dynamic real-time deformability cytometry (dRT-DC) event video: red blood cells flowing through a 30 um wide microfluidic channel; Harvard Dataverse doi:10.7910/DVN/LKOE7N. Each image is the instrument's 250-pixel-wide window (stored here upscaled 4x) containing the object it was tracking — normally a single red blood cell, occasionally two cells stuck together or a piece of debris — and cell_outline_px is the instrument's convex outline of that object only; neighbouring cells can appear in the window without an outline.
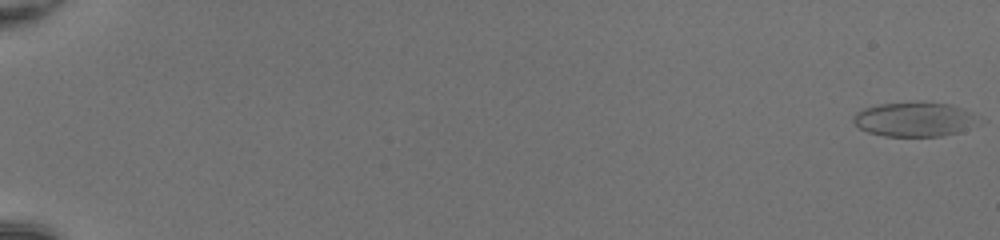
{"species": "common noctule bat (a hibernating species)", "species_latin": "Nyctalus noctula", "temperature_condition": "room temperature", "stored_images_in_passage": 52, "camera_frame_rate_fps": 3000, "um_per_image_px": 0.085, "animal": {"sex": "female", "body_mass_g": 20.0, "forearm_length_mm": 54.0}, "frame": {"image": 1, "passage_image": 1, "time_ms": 0.0, "image_size_px": [1000, 240], "cell_outline_px": [[972, 116], [960, 132], [940, 136], [884, 136], [868, 132], [860, 128], [852, 120], [852, 116], [856, 112], [864, 108], [880, 104], [952, 104], [972, 112]], "centroid_in_image_um": [77.55, 10.17], "position_along_channel_um": 7.4, "area_um2": 23.7}}
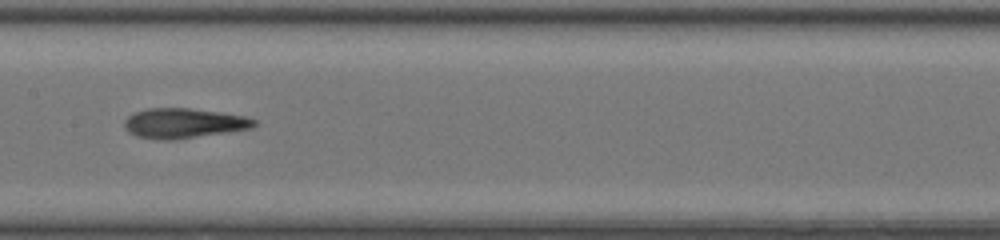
{"frame": {"image": 2, "passage_image": 30, "time_ms": 9.667, "image_size_px": [1000, 240], "cell_outline_px": [[260, 124], [252, 128], [172, 140], [164, 140], [136, 136], [128, 132], [124, 124], [124, 120], [128, 116], [136, 112], [148, 108], [188, 108], [220, 112], [244, 116], [256, 120]], "centroid_in_image_um": [15.62, 10.47], "position_along_channel_um": 191.8, "area_um2": 22.48}}
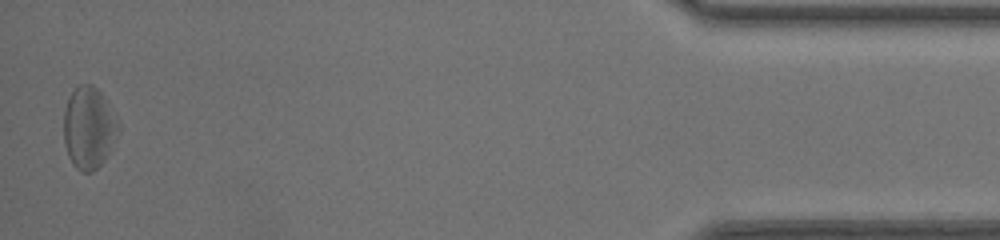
{"frame": {"image": 3, "passage_image": 52, "time_ms": 17.0, "image_size_px": [1000, 240], "cell_outline_px": [[120, 128], [104, 160], [92, 172], [80, 172], [72, 164], [68, 156], [64, 140], [64, 112], [68, 100], [72, 92], [80, 84], [92, 84], [104, 96], [120, 124]], "centroid_in_image_um": [7.54, 10.87], "position_along_channel_um": 427.7, "area_um2": 25.84}, "authors_computed_cell_mechanics": {"area_um2": 23.7558, "velocity_mm_per_s": 4.2083, "shape_relaxation_time_tau1_ms": 8.2504, "shape_relaxation_time_tau2_ms": 2.7103, "deformation_change_tau1": 0.2236, "deformation_change_tau2": 0.1458}}